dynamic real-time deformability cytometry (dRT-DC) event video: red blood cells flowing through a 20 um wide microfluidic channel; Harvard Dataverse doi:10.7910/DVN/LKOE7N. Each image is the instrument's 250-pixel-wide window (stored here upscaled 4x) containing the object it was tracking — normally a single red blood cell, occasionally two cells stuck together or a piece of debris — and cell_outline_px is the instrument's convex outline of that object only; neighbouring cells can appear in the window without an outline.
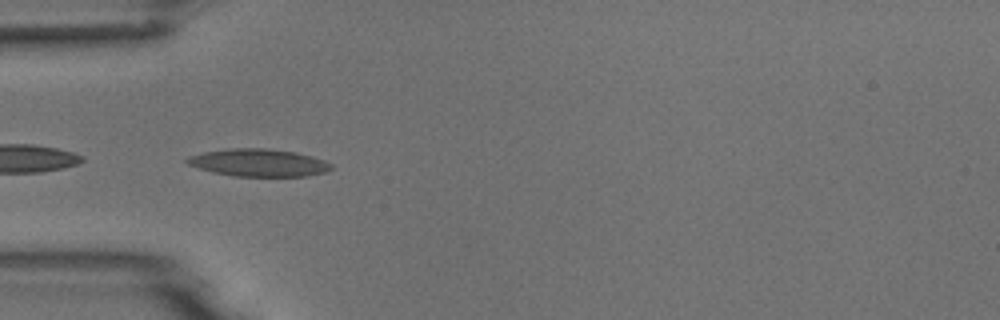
{"species": "common noctule bat (a hibernating species)", "species_latin": "Nyctalus noctula", "temperature_condition": "room temperature", "stored_images_in_passage": 6, "camera_frame_rate_fps": 3000, "um_per_image_px": 0.085, "animal": {"sex": "male", "body_mass_g": 18.8}, "frame": {"image": 1, "passage_image": 5, "time_ms": 4.667, "image_size_px": [1000, 320], "cell_outline_px": [[332, 168], [324, 172], [308, 176], [232, 176], [212, 172], [188, 164], [184, 160], [188, 156], [204, 152], [228, 148], [264, 148], [296, 152], [312, 156], [324, 160], [332, 164]], "centroid_in_image_um": [21.97, 13.82], "position_along_channel_um": 63.0, "area_um2": 23.12}}